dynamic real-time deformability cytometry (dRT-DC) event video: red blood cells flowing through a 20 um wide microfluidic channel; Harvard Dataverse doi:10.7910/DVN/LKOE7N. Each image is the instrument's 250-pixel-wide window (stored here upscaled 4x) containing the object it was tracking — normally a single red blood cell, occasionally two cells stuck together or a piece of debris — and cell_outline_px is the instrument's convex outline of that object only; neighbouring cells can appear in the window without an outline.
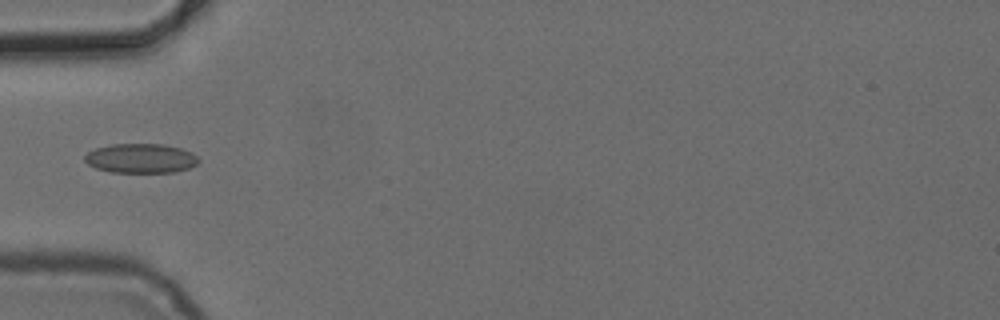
{"species": "common noctule bat (a hibernating species)", "species_latin": "Nyctalus noctula", "temperature_condition": "cold", "stored_images_in_passage": 5, "camera_frame_rate_fps": 3000, "um_per_image_px": 0.085, "animal": {"sex": "female", "body_mass_g": 24.6, "forearm_length_mm": 56.2}, "frame": {"image": 1, "passage_image": 5, "time_ms": 5.333, "image_size_px": [1000, 320], "cell_outline_px": [[200, 160], [196, 164], [188, 168], [176, 172], [112, 172], [96, 168], [88, 164], [84, 160], [84, 156], [88, 152], [96, 148], [112, 144], [164, 144], [180, 148], [192, 152]], "centroid_in_image_um": [11.97, 13.45], "position_along_channel_um": 73.0, "area_um2": 19.48}}